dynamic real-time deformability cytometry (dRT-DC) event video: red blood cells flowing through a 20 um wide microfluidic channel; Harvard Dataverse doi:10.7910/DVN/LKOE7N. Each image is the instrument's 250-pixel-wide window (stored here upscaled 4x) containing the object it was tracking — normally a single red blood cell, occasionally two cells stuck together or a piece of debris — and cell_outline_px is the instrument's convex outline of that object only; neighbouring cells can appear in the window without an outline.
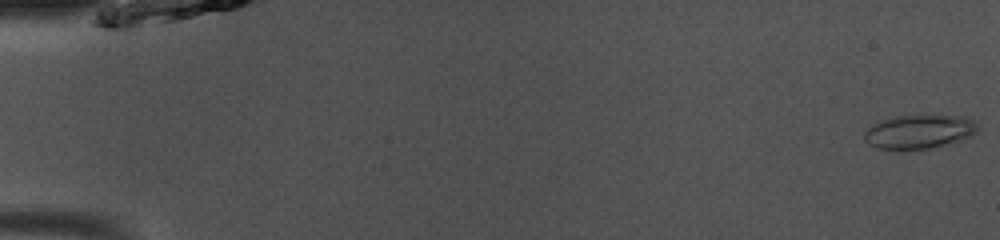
{"species": "common noctule bat (a hibernating species)", "species_latin": "Nyctalus noctula", "temperature_condition": "room temperature", "stored_images_in_passage": 49, "camera_frame_rate_fps": 3000, "um_per_image_px": 0.085, "animal": {"sex": "male", "body_mass_g": 13.0, "forearm_length_mm": 53.1}, "frame": {"image": 1, "passage_image": 1, "time_ms": 0.0, "image_size_px": [1000, 240], "cell_outline_px": [[980, 128], [972, 136], [964, 140], [928, 148], [876, 148], [868, 144], [864, 140], [864, 132], [872, 124], [896, 116], [924, 112], [964, 116], [972, 120]], "centroid_in_image_um": [78.18, 11.13], "position_along_channel_um": 6.8, "area_um2": 23.0}}
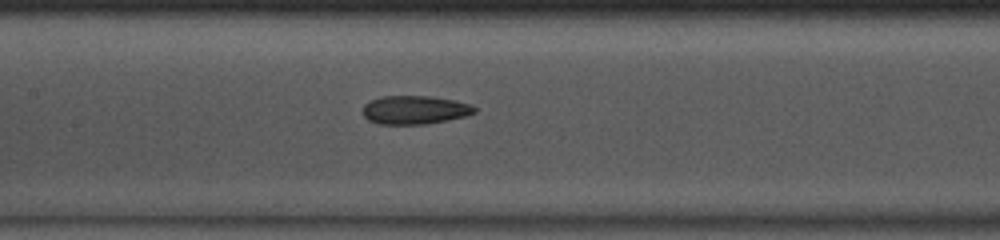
{"frame": {"image": 2, "passage_image": 24, "time_ms": 7.667, "image_size_px": [1000, 240], "cell_outline_px": [[476, 112], [468, 116], [448, 120], [424, 124], [380, 124], [368, 120], [364, 116], [364, 104], [380, 96], [432, 96], [456, 100], [472, 104], [476, 108]], "centroid_in_image_um": [35.31, 9.33], "position_along_channel_um": 172.1, "area_um2": 18.73}}
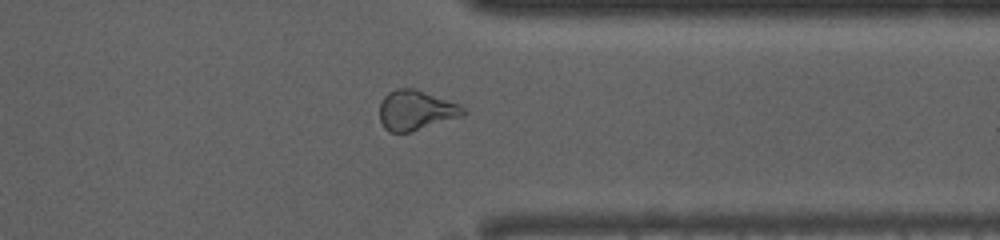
{"frame": {"image": 3, "passage_image": 39, "time_ms": 12.667, "image_size_px": [1000, 240], "cell_outline_px": [[468, 112], [464, 116], [408, 132], [388, 132], [384, 128], [380, 120], [380, 104], [384, 96], [388, 92], [396, 88], [412, 88], [460, 104]], "centroid_in_image_um": [35.36, 9.37], "position_along_channel_um": 376.0, "area_um2": 19.36}, "authors_computed_cell_mechanics": {"area_um2": 20.23, "velocity_mm_per_s": 4.1193, "shape_relaxation_time_tau1_ms": null, "shape_relaxation_time_tau2_ms": 2.6348, "deformation_change_tau1": null, "deformation_change_tau2": 0.0987}}